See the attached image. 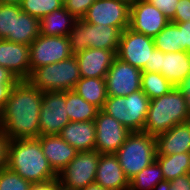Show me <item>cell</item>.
<instances>
[{"label":"cell","mask_w":190,"mask_h":190,"mask_svg":"<svg viewBox=\"0 0 190 190\" xmlns=\"http://www.w3.org/2000/svg\"><path fill=\"white\" fill-rule=\"evenodd\" d=\"M81 78L75 55L57 63L36 68L28 81L42 92L73 90Z\"/></svg>","instance_id":"obj_6"},{"label":"cell","mask_w":190,"mask_h":190,"mask_svg":"<svg viewBox=\"0 0 190 190\" xmlns=\"http://www.w3.org/2000/svg\"><path fill=\"white\" fill-rule=\"evenodd\" d=\"M190 21V0H179L176 6L173 23H184Z\"/></svg>","instance_id":"obj_37"},{"label":"cell","mask_w":190,"mask_h":190,"mask_svg":"<svg viewBox=\"0 0 190 190\" xmlns=\"http://www.w3.org/2000/svg\"><path fill=\"white\" fill-rule=\"evenodd\" d=\"M156 161L162 169L164 180L172 181L179 176L190 173V152L156 155Z\"/></svg>","instance_id":"obj_26"},{"label":"cell","mask_w":190,"mask_h":190,"mask_svg":"<svg viewBox=\"0 0 190 190\" xmlns=\"http://www.w3.org/2000/svg\"><path fill=\"white\" fill-rule=\"evenodd\" d=\"M58 190H67V189H64V188L60 187Z\"/></svg>","instance_id":"obj_48"},{"label":"cell","mask_w":190,"mask_h":190,"mask_svg":"<svg viewBox=\"0 0 190 190\" xmlns=\"http://www.w3.org/2000/svg\"><path fill=\"white\" fill-rule=\"evenodd\" d=\"M59 188L60 184L58 179H54L45 183L32 184L30 190H58Z\"/></svg>","instance_id":"obj_43"},{"label":"cell","mask_w":190,"mask_h":190,"mask_svg":"<svg viewBox=\"0 0 190 190\" xmlns=\"http://www.w3.org/2000/svg\"><path fill=\"white\" fill-rule=\"evenodd\" d=\"M95 124V150L100 154H115L131 133L119 121L102 109L98 111Z\"/></svg>","instance_id":"obj_13"},{"label":"cell","mask_w":190,"mask_h":190,"mask_svg":"<svg viewBox=\"0 0 190 190\" xmlns=\"http://www.w3.org/2000/svg\"><path fill=\"white\" fill-rule=\"evenodd\" d=\"M77 20L64 7L56 9L40 19V34L44 36H67Z\"/></svg>","instance_id":"obj_23"},{"label":"cell","mask_w":190,"mask_h":190,"mask_svg":"<svg viewBox=\"0 0 190 190\" xmlns=\"http://www.w3.org/2000/svg\"><path fill=\"white\" fill-rule=\"evenodd\" d=\"M22 0H0V3H10L20 5Z\"/></svg>","instance_id":"obj_46"},{"label":"cell","mask_w":190,"mask_h":190,"mask_svg":"<svg viewBox=\"0 0 190 190\" xmlns=\"http://www.w3.org/2000/svg\"><path fill=\"white\" fill-rule=\"evenodd\" d=\"M73 91L99 110L104 107L108 97L105 78H80Z\"/></svg>","instance_id":"obj_25"},{"label":"cell","mask_w":190,"mask_h":190,"mask_svg":"<svg viewBox=\"0 0 190 190\" xmlns=\"http://www.w3.org/2000/svg\"><path fill=\"white\" fill-rule=\"evenodd\" d=\"M150 99L142 91L128 96H108L102 110L131 132H143Z\"/></svg>","instance_id":"obj_7"},{"label":"cell","mask_w":190,"mask_h":190,"mask_svg":"<svg viewBox=\"0 0 190 190\" xmlns=\"http://www.w3.org/2000/svg\"><path fill=\"white\" fill-rule=\"evenodd\" d=\"M155 49L152 37L137 33L129 27L120 36L117 58L141 71L145 65H150L151 53Z\"/></svg>","instance_id":"obj_11"},{"label":"cell","mask_w":190,"mask_h":190,"mask_svg":"<svg viewBox=\"0 0 190 190\" xmlns=\"http://www.w3.org/2000/svg\"><path fill=\"white\" fill-rule=\"evenodd\" d=\"M158 8L170 21L174 18L179 0H146Z\"/></svg>","instance_id":"obj_36"},{"label":"cell","mask_w":190,"mask_h":190,"mask_svg":"<svg viewBox=\"0 0 190 190\" xmlns=\"http://www.w3.org/2000/svg\"><path fill=\"white\" fill-rule=\"evenodd\" d=\"M10 138L0 128V169L7 168Z\"/></svg>","instance_id":"obj_38"},{"label":"cell","mask_w":190,"mask_h":190,"mask_svg":"<svg viewBox=\"0 0 190 190\" xmlns=\"http://www.w3.org/2000/svg\"><path fill=\"white\" fill-rule=\"evenodd\" d=\"M153 41L155 48L163 53L183 51L180 29L171 21L153 38Z\"/></svg>","instance_id":"obj_30"},{"label":"cell","mask_w":190,"mask_h":190,"mask_svg":"<svg viewBox=\"0 0 190 190\" xmlns=\"http://www.w3.org/2000/svg\"><path fill=\"white\" fill-rule=\"evenodd\" d=\"M122 31L113 26L90 24L78 19L67 38L73 55L85 51L87 48H100L118 51Z\"/></svg>","instance_id":"obj_4"},{"label":"cell","mask_w":190,"mask_h":190,"mask_svg":"<svg viewBox=\"0 0 190 190\" xmlns=\"http://www.w3.org/2000/svg\"><path fill=\"white\" fill-rule=\"evenodd\" d=\"M15 4L0 3V39L14 42Z\"/></svg>","instance_id":"obj_32"},{"label":"cell","mask_w":190,"mask_h":190,"mask_svg":"<svg viewBox=\"0 0 190 190\" xmlns=\"http://www.w3.org/2000/svg\"><path fill=\"white\" fill-rule=\"evenodd\" d=\"M7 168L32 184L58 179V174L50 166L38 138L10 140Z\"/></svg>","instance_id":"obj_2"},{"label":"cell","mask_w":190,"mask_h":190,"mask_svg":"<svg viewBox=\"0 0 190 190\" xmlns=\"http://www.w3.org/2000/svg\"><path fill=\"white\" fill-rule=\"evenodd\" d=\"M127 1H129L130 3H132V2H134V1H136V0H127Z\"/></svg>","instance_id":"obj_47"},{"label":"cell","mask_w":190,"mask_h":190,"mask_svg":"<svg viewBox=\"0 0 190 190\" xmlns=\"http://www.w3.org/2000/svg\"><path fill=\"white\" fill-rule=\"evenodd\" d=\"M116 54V51L100 48H87L76 54L81 78H105Z\"/></svg>","instance_id":"obj_16"},{"label":"cell","mask_w":190,"mask_h":190,"mask_svg":"<svg viewBox=\"0 0 190 190\" xmlns=\"http://www.w3.org/2000/svg\"><path fill=\"white\" fill-rule=\"evenodd\" d=\"M168 190H190V173L172 180Z\"/></svg>","instance_id":"obj_41"},{"label":"cell","mask_w":190,"mask_h":190,"mask_svg":"<svg viewBox=\"0 0 190 190\" xmlns=\"http://www.w3.org/2000/svg\"><path fill=\"white\" fill-rule=\"evenodd\" d=\"M100 153L96 150L78 152L72 161L58 173L60 187L82 190L95 182Z\"/></svg>","instance_id":"obj_8"},{"label":"cell","mask_w":190,"mask_h":190,"mask_svg":"<svg viewBox=\"0 0 190 190\" xmlns=\"http://www.w3.org/2000/svg\"><path fill=\"white\" fill-rule=\"evenodd\" d=\"M21 10L41 19L56 9L63 7V0H22Z\"/></svg>","instance_id":"obj_31"},{"label":"cell","mask_w":190,"mask_h":190,"mask_svg":"<svg viewBox=\"0 0 190 190\" xmlns=\"http://www.w3.org/2000/svg\"><path fill=\"white\" fill-rule=\"evenodd\" d=\"M43 92L28 80H19L0 111V128L10 140L38 138L40 136L39 113Z\"/></svg>","instance_id":"obj_1"},{"label":"cell","mask_w":190,"mask_h":190,"mask_svg":"<svg viewBox=\"0 0 190 190\" xmlns=\"http://www.w3.org/2000/svg\"><path fill=\"white\" fill-rule=\"evenodd\" d=\"M69 122L66 107V91L43 92L39 113L40 136L59 135Z\"/></svg>","instance_id":"obj_10"},{"label":"cell","mask_w":190,"mask_h":190,"mask_svg":"<svg viewBox=\"0 0 190 190\" xmlns=\"http://www.w3.org/2000/svg\"><path fill=\"white\" fill-rule=\"evenodd\" d=\"M161 62H162V51L155 48L151 53L150 65H145L143 71L158 72L161 74Z\"/></svg>","instance_id":"obj_39"},{"label":"cell","mask_w":190,"mask_h":190,"mask_svg":"<svg viewBox=\"0 0 190 190\" xmlns=\"http://www.w3.org/2000/svg\"><path fill=\"white\" fill-rule=\"evenodd\" d=\"M32 183L8 168L0 169V190H30Z\"/></svg>","instance_id":"obj_33"},{"label":"cell","mask_w":190,"mask_h":190,"mask_svg":"<svg viewBox=\"0 0 190 190\" xmlns=\"http://www.w3.org/2000/svg\"><path fill=\"white\" fill-rule=\"evenodd\" d=\"M40 35V19L21 10L15 4L14 42L30 45Z\"/></svg>","instance_id":"obj_24"},{"label":"cell","mask_w":190,"mask_h":190,"mask_svg":"<svg viewBox=\"0 0 190 190\" xmlns=\"http://www.w3.org/2000/svg\"><path fill=\"white\" fill-rule=\"evenodd\" d=\"M59 136L78 152L95 150L94 121H70Z\"/></svg>","instance_id":"obj_21"},{"label":"cell","mask_w":190,"mask_h":190,"mask_svg":"<svg viewBox=\"0 0 190 190\" xmlns=\"http://www.w3.org/2000/svg\"><path fill=\"white\" fill-rule=\"evenodd\" d=\"M45 157L52 169L58 174L76 156L78 151L59 135H41L38 137Z\"/></svg>","instance_id":"obj_19"},{"label":"cell","mask_w":190,"mask_h":190,"mask_svg":"<svg viewBox=\"0 0 190 190\" xmlns=\"http://www.w3.org/2000/svg\"><path fill=\"white\" fill-rule=\"evenodd\" d=\"M171 185V181L163 180L158 183L152 190H168Z\"/></svg>","instance_id":"obj_44"},{"label":"cell","mask_w":190,"mask_h":190,"mask_svg":"<svg viewBox=\"0 0 190 190\" xmlns=\"http://www.w3.org/2000/svg\"><path fill=\"white\" fill-rule=\"evenodd\" d=\"M82 190H107V189H104L102 186L94 182L89 184L87 187H85Z\"/></svg>","instance_id":"obj_45"},{"label":"cell","mask_w":190,"mask_h":190,"mask_svg":"<svg viewBox=\"0 0 190 190\" xmlns=\"http://www.w3.org/2000/svg\"><path fill=\"white\" fill-rule=\"evenodd\" d=\"M66 107L70 121H94L99 111L73 90L66 91Z\"/></svg>","instance_id":"obj_27"},{"label":"cell","mask_w":190,"mask_h":190,"mask_svg":"<svg viewBox=\"0 0 190 190\" xmlns=\"http://www.w3.org/2000/svg\"><path fill=\"white\" fill-rule=\"evenodd\" d=\"M130 5L127 0H95L82 19L90 24L109 25L123 31L130 24Z\"/></svg>","instance_id":"obj_12"},{"label":"cell","mask_w":190,"mask_h":190,"mask_svg":"<svg viewBox=\"0 0 190 190\" xmlns=\"http://www.w3.org/2000/svg\"><path fill=\"white\" fill-rule=\"evenodd\" d=\"M18 81L7 68L0 66V111L4 108L12 88Z\"/></svg>","instance_id":"obj_34"},{"label":"cell","mask_w":190,"mask_h":190,"mask_svg":"<svg viewBox=\"0 0 190 190\" xmlns=\"http://www.w3.org/2000/svg\"><path fill=\"white\" fill-rule=\"evenodd\" d=\"M173 87L162 74L142 71L141 90L150 100L167 94Z\"/></svg>","instance_id":"obj_29"},{"label":"cell","mask_w":190,"mask_h":190,"mask_svg":"<svg viewBox=\"0 0 190 190\" xmlns=\"http://www.w3.org/2000/svg\"><path fill=\"white\" fill-rule=\"evenodd\" d=\"M176 88H178L184 95L187 108L190 112V73L181 80Z\"/></svg>","instance_id":"obj_42"},{"label":"cell","mask_w":190,"mask_h":190,"mask_svg":"<svg viewBox=\"0 0 190 190\" xmlns=\"http://www.w3.org/2000/svg\"><path fill=\"white\" fill-rule=\"evenodd\" d=\"M170 20L153 4L136 0L130 5L129 28L137 33L154 38Z\"/></svg>","instance_id":"obj_15"},{"label":"cell","mask_w":190,"mask_h":190,"mask_svg":"<svg viewBox=\"0 0 190 190\" xmlns=\"http://www.w3.org/2000/svg\"><path fill=\"white\" fill-rule=\"evenodd\" d=\"M157 155L190 152V121L177 124L156 137Z\"/></svg>","instance_id":"obj_20"},{"label":"cell","mask_w":190,"mask_h":190,"mask_svg":"<svg viewBox=\"0 0 190 190\" xmlns=\"http://www.w3.org/2000/svg\"><path fill=\"white\" fill-rule=\"evenodd\" d=\"M190 121V112L182 92L173 87L167 94L150 100L143 132L151 136L167 132L173 126Z\"/></svg>","instance_id":"obj_3"},{"label":"cell","mask_w":190,"mask_h":190,"mask_svg":"<svg viewBox=\"0 0 190 190\" xmlns=\"http://www.w3.org/2000/svg\"><path fill=\"white\" fill-rule=\"evenodd\" d=\"M72 55L67 36L40 34L29 45L30 75L36 68L57 63Z\"/></svg>","instance_id":"obj_9"},{"label":"cell","mask_w":190,"mask_h":190,"mask_svg":"<svg viewBox=\"0 0 190 190\" xmlns=\"http://www.w3.org/2000/svg\"><path fill=\"white\" fill-rule=\"evenodd\" d=\"M163 180L161 166L155 160L129 180V190H152Z\"/></svg>","instance_id":"obj_28"},{"label":"cell","mask_w":190,"mask_h":190,"mask_svg":"<svg viewBox=\"0 0 190 190\" xmlns=\"http://www.w3.org/2000/svg\"><path fill=\"white\" fill-rule=\"evenodd\" d=\"M95 0H63V7L76 19H82Z\"/></svg>","instance_id":"obj_35"},{"label":"cell","mask_w":190,"mask_h":190,"mask_svg":"<svg viewBox=\"0 0 190 190\" xmlns=\"http://www.w3.org/2000/svg\"><path fill=\"white\" fill-rule=\"evenodd\" d=\"M0 66L7 68L18 80H28L29 46L0 39Z\"/></svg>","instance_id":"obj_17"},{"label":"cell","mask_w":190,"mask_h":190,"mask_svg":"<svg viewBox=\"0 0 190 190\" xmlns=\"http://www.w3.org/2000/svg\"><path fill=\"white\" fill-rule=\"evenodd\" d=\"M180 29L181 47L183 51L190 52V21L175 23Z\"/></svg>","instance_id":"obj_40"},{"label":"cell","mask_w":190,"mask_h":190,"mask_svg":"<svg viewBox=\"0 0 190 190\" xmlns=\"http://www.w3.org/2000/svg\"><path fill=\"white\" fill-rule=\"evenodd\" d=\"M115 154L125 176L130 180L156 160V137L144 132H131Z\"/></svg>","instance_id":"obj_5"},{"label":"cell","mask_w":190,"mask_h":190,"mask_svg":"<svg viewBox=\"0 0 190 190\" xmlns=\"http://www.w3.org/2000/svg\"><path fill=\"white\" fill-rule=\"evenodd\" d=\"M142 71L115 58L105 77L107 96H128L141 90Z\"/></svg>","instance_id":"obj_14"},{"label":"cell","mask_w":190,"mask_h":190,"mask_svg":"<svg viewBox=\"0 0 190 190\" xmlns=\"http://www.w3.org/2000/svg\"><path fill=\"white\" fill-rule=\"evenodd\" d=\"M95 183L107 190H129V179L116 154H100Z\"/></svg>","instance_id":"obj_18"},{"label":"cell","mask_w":190,"mask_h":190,"mask_svg":"<svg viewBox=\"0 0 190 190\" xmlns=\"http://www.w3.org/2000/svg\"><path fill=\"white\" fill-rule=\"evenodd\" d=\"M190 73V52H162L161 74L176 87Z\"/></svg>","instance_id":"obj_22"}]
</instances>
